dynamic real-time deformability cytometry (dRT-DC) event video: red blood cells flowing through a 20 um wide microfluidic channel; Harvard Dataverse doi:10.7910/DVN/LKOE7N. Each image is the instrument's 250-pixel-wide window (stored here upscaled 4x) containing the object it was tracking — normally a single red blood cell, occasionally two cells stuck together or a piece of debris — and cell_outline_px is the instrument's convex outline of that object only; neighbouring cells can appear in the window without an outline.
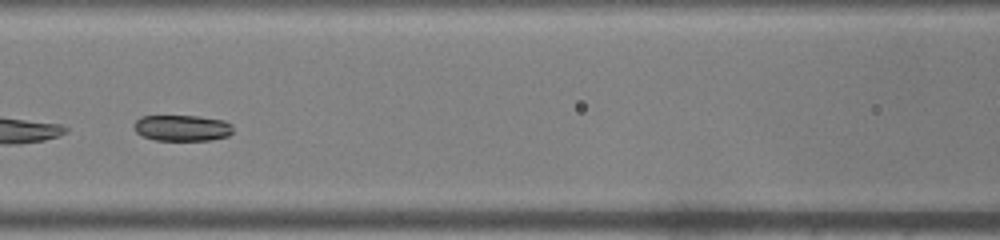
{"species": "common noctule bat (a hibernating species)", "species_latin": "Nyctalus noctula", "temperature_condition": "warm", "stored_images_in_passage": 21, "camera_frame_rate_fps": 3000, "um_per_image_px": 0.085, "animal": {"sex": "male", "body_mass_g": 19.0, "forearm_length_mm": 50.8}, "frame": {"image": 1, "passage_image": 7, "time_ms": 2.0, "image_size_px": [1000, 240], "cell_outline_px": [[232, 132], [228, 136], [208, 140], [156, 140], [144, 136], [136, 132], [136, 120], [140, 116], [196, 116], [224, 120], [232, 124]], "centroid_in_image_um": [15.51, 10.87], "position_along_channel_um": 151.1, "area_um2": 14.85}}